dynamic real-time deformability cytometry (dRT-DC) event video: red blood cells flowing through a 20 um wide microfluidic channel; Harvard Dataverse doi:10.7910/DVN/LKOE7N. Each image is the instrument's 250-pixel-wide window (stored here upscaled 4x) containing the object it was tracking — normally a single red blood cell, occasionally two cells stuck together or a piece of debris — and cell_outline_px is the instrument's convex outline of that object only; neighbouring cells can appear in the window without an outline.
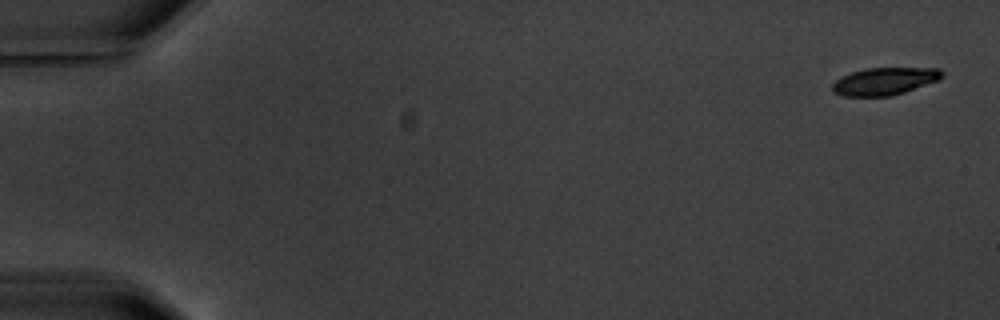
{"species": "common noctule bat (a hibernating species)", "species_latin": "Nyctalus noctula", "temperature_condition": "warm", "stored_images_in_passage": 7, "segment_of_instrument_passage": [2, 2], "camera_frame_rate_fps": 3000, "um_per_image_px": 0.085, "animal": {"sex": "male", "body_mass_g": 20.1, "forearm_length_mm": 53.5}, "frame": {"image": 1, "passage_image": 7, "time_ms": 7.333, "image_size_px": [1000, 320], "cell_outline_px": [[944, 76], [940, 80], [892, 96], [844, 96], [832, 92], [832, 84], [840, 76], [864, 68], [940, 68], [944, 72]], "centroid_in_image_um": [75.2, 6.9], "position_along_channel_um": 9.8, "area_um2": 17.74}}